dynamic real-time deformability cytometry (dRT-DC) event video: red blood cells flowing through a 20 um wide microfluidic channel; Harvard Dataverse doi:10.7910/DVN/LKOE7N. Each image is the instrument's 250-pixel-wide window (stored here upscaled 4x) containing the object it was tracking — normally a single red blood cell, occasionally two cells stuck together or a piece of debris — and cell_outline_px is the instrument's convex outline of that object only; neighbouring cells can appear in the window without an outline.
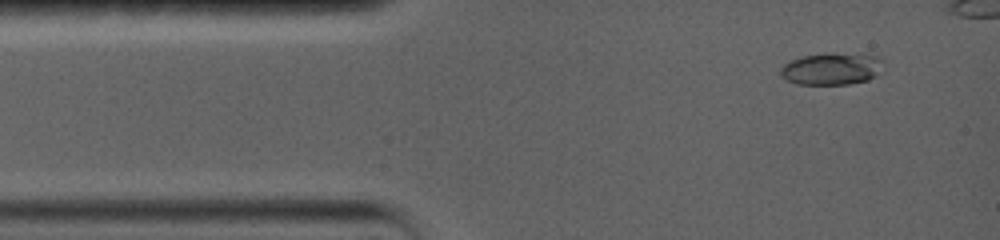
{"species": "common noctule bat (a hibernating species)", "species_latin": "Nyctalus noctula", "temperature_condition": "warm", "stored_images_in_passage": 4, "camera_frame_rate_fps": 5000, "um_per_image_px": 0.085, "animal": {"sex": "female", "body_mass_g": 19.0, "forearm_length_mm": 56.7}, "frame": {"image": 1, "passage_image": 1, "time_ms": 0.0, "image_size_px": [1000, 240], "cell_outline_px": [[880, 60], [876, 76], [868, 80], [848, 84], [796, 84], [784, 80], [780, 76], [780, 68], [788, 60], [800, 56], [824, 52], [880, 56]], "centroid_in_image_um": [70.56, 5.84], "position_along_channel_um": 14.4, "area_um2": 19.31}}